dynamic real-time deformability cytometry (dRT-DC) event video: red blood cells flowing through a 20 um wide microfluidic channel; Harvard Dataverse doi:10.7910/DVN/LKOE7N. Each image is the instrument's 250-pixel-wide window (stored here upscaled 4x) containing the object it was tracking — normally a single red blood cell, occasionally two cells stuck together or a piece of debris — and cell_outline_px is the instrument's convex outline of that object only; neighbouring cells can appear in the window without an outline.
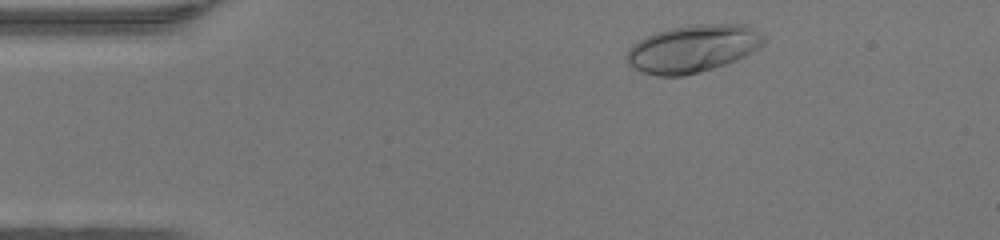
{"species": "human", "species_latin": "Homo sapiens", "temperature_condition": "warm", "stored_images_in_passage": 42, "camera_frame_rate_fps": 3000, "um_per_image_px": 0.085, "donor": {"sex": "female"}, "frame": {"image": 1, "passage_image": 3, "time_ms": 0.667, "image_size_px": [1000, 240], "cell_outline_px": [[764, 44], [760, 48], [736, 60], [712, 68], [684, 76], [656, 76], [640, 72], [632, 68], [628, 64], [624, 56], [628, 48], [632, 44], [656, 32], [668, 28], [688, 24], [748, 24], [756, 28], [764, 36]], "centroid_in_image_um": [58.87, 4.12], "position_along_channel_um": 26.1, "area_um2": 38.44}}
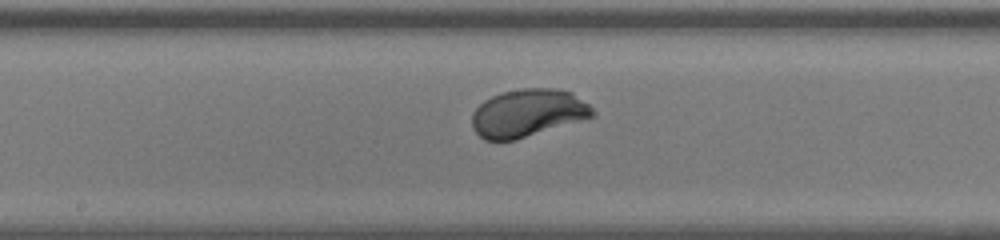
{"frame": {"image": 2, "passage_image": 20, "time_ms": 6.333, "image_size_px": [1000, 240], "cell_outline_px": [[596, 116], [516, 140], [484, 140], [472, 128], [472, 112], [484, 100], [500, 92], [524, 88], [556, 88], [572, 92], [588, 104], [596, 112]], "centroid_in_image_um": [44.87, 9.6], "position_along_channel_um": 203.3, "area_um2": 33.76}}
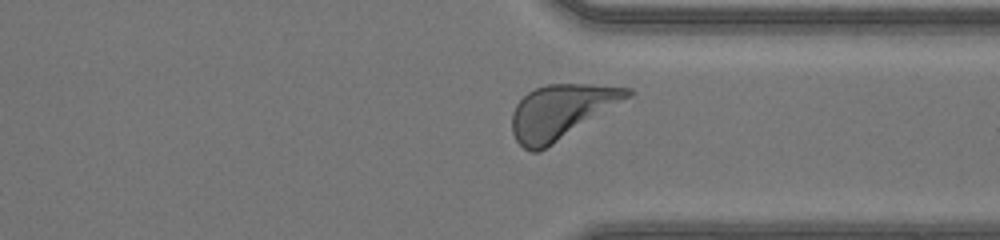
{"frame": {"image": 3, "passage_image": 31, "time_ms": 10.0, "image_size_px": [1000, 240], "cell_outline_px": [[636, 96], [540, 152], [532, 152], [524, 148], [516, 140], [512, 132], [512, 112], [516, 104], [528, 92], [536, 88], [548, 84], [592, 84], [632, 88], [636, 92]], "centroid_in_image_um": [47.8, 9.48], "position_along_channel_um": 363.6, "area_um2": 37.28}, "authors_computed_cell_mechanics": {"area_um2": 33.9286, "velocity_mm_per_s": 4.3624, "shape_relaxation_time_tau1_ms": 1.7675, "shape_relaxation_time_tau2_ms": null, "deformation_change_tau1": 0.1734, "deformation_change_tau2": null}}